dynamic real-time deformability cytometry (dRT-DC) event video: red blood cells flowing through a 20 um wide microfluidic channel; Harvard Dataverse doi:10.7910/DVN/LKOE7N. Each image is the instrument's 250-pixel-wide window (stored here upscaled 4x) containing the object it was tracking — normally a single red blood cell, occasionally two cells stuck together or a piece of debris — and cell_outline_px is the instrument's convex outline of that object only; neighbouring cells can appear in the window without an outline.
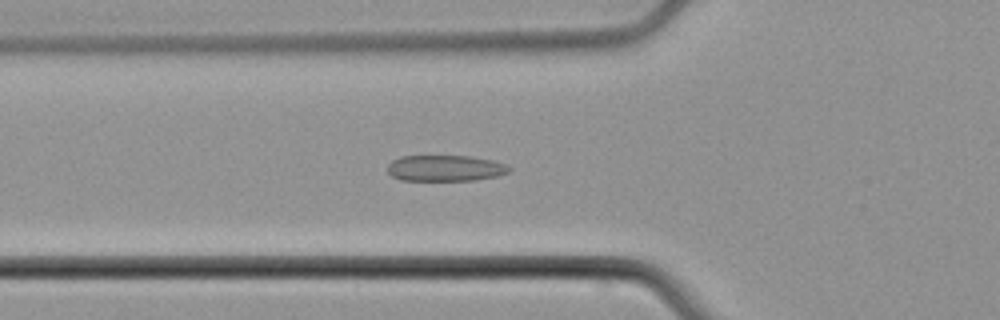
{"species": "common noctule bat (a hibernating species)", "species_latin": "Nyctalus noctula", "temperature_condition": "cold", "stored_images_in_passage": 49, "camera_frame_rate_fps": 3000, "um_per_image_px": 0.085, "animal": {"sex": "male", "body_mass_g": 21.5, "forearm_length_mm": 52.0}, "frame": {"image": 1, "passage_image": 17, "time_ms": 5.333, "image_size_px": [1000, 320], "cell_outline_px": [[512, 168], [508, 172], [496, 176], [476, 180], [400, 180], [392, 176], [388, 172], [388, 164], [392, 160], [400, 156], [468, 156], [492, 160], [508, 164]], "centroid_in_image_um": [37.85, 14.29], "position_along_channel_um": 87.9, "area_um2": 18.5}}
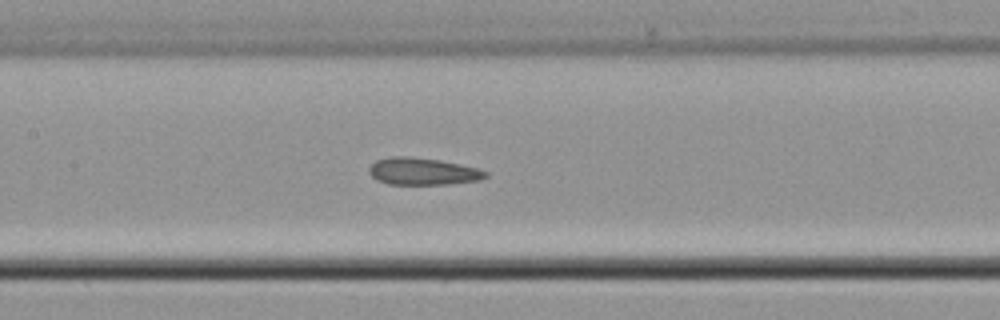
{"frame": {"image": 2, "passage_image": 23, "time_ms": 7.333, "image_size_px": [1000, 320], "cell_outline_px": [[488, 176], [480, 180], [448, 184], [388, 184], [372, 176], [368, 172], [368, 168], [376, 160], [392, 156], [408, 156], [440, 160], [460, 164], [476, 168], [488, 172]], "centroid_in_image_um": [35.94, 14.56], "position_along_channel_um": 171.5, "area_um2": 18.32}}
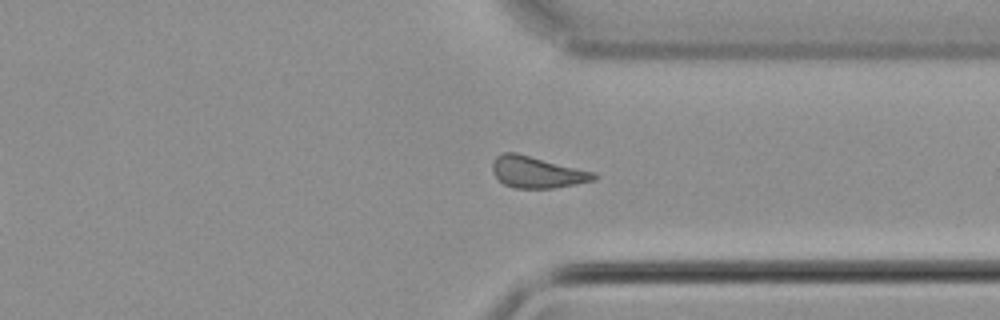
{"frame": {"image": 3, "passage_image": 37, "time_ms": 12.0, "image_size_px": [1000, 320], "cell_outline_px": [[600, 176], [596, 180], [576, 184], [552, 188], [512, 188], [504, 184], [492, 172], [492, 164], [496, 156], [504, 152], [516, 152], [596, 172]], "centroid_in_image_um": [45.68, 14.63], "position_along_channel_um": 365.7, "area_um2": 18.84}}